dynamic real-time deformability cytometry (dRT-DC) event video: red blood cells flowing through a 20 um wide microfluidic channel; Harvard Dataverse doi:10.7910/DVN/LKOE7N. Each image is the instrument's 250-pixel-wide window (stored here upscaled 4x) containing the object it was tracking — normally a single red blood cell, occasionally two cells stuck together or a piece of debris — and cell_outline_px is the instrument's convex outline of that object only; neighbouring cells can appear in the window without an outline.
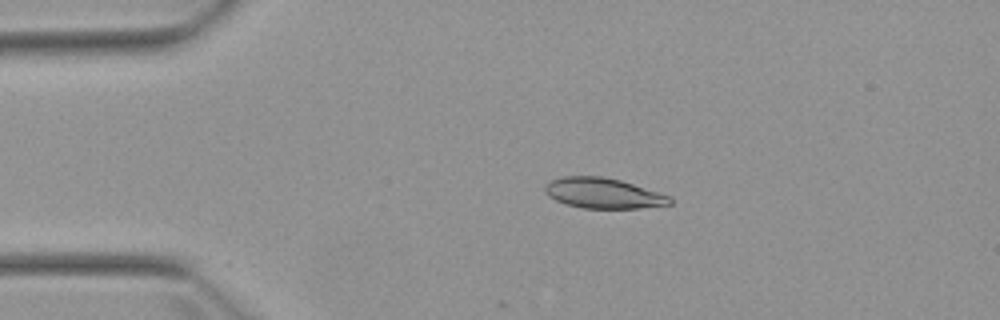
{"species": "Egyptian fruit bat (a non-hibernating species)", "species_latin": "Rousettus aegyptiacus", "temperature_condition": "warm", "stored_images_in_passage": 2, "camera_frame_rate_fps": 3000, "um_per_image_px": 0.085, "animal": {"sex": "female"}, "frame": {"image": 1, "passage_image": 1, "time_ms": 0.0, "image_size_px": [1000, 320], "cell_outline_px": [[672, 204], [640, 208], [584, 208], [568, 204], [556, 200], [548, 196], [544, 192], [544, 188], [552, 180], [564, 176], [600, 176], [620, 180], [672, 196]], "centroid_in_image_um": [51.31, 16.42], "position_along_channel_um": 33.7, "area_um2": 21.96}}